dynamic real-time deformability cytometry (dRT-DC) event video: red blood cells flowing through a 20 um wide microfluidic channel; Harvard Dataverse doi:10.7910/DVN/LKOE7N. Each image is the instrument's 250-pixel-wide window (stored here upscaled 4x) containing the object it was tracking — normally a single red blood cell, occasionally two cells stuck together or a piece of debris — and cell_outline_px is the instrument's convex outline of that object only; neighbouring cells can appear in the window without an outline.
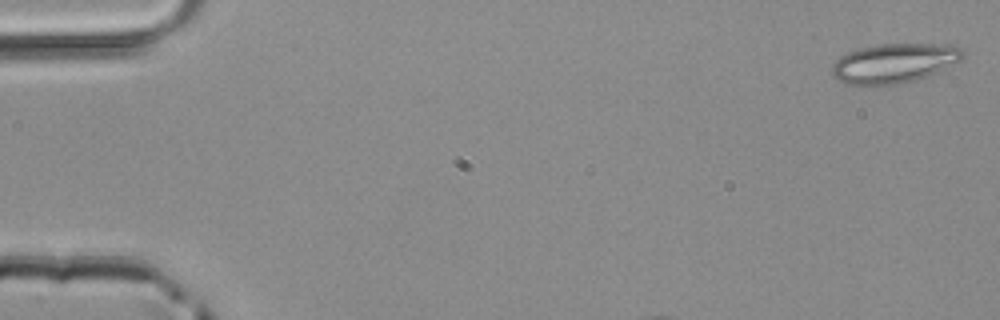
{"species": "common noctule bat (a hibernating species)", "species_latin": "Nyctalus noctula", "temperature_condition": "room temperature", "stored_images_in_passage": 40, "camera_frame_rate_fps": 3000, "um_per_image_px": 0.085, "animal": {"sex": "male", "body_mass_g": 20.4}, "frame": {"image": 1, "passage_image": 1, "time_ms": 0.0, "image_size_px": [1000, 320], "cell_outline_px": [[964, 56], [960, 60], [928, 76], [904, 84], [844, 84], [836, 80], [832, 76], [832, 64], [840, 56], [848, 52], [860, 48], [876, 44], [960, 44], [964, 48]], "centroid_in_image_um": [76.02, 5.35], "position_along_channel_um": 9.0, "area_um2": 30.4}}
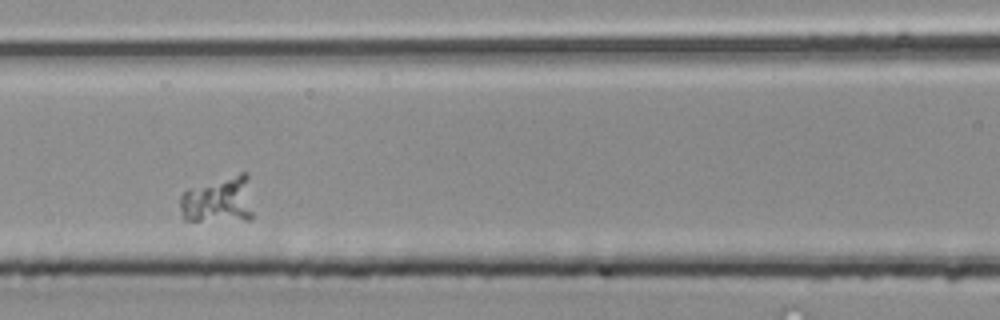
{"frame": {"image": 2, "passage_image": 16, "time_ms": 5.0, "image_size_px": [1000, 320], "cell_outline_px": [[252, 220], [184, 220], [180, 208], [180, 196], [188, 188], [240, 172], [248, 172], [252, 212]], "centroid_in_image_um": [18.59, 16.98], "position_along_channel_um": 148.0, "area_um2": 20.06}}
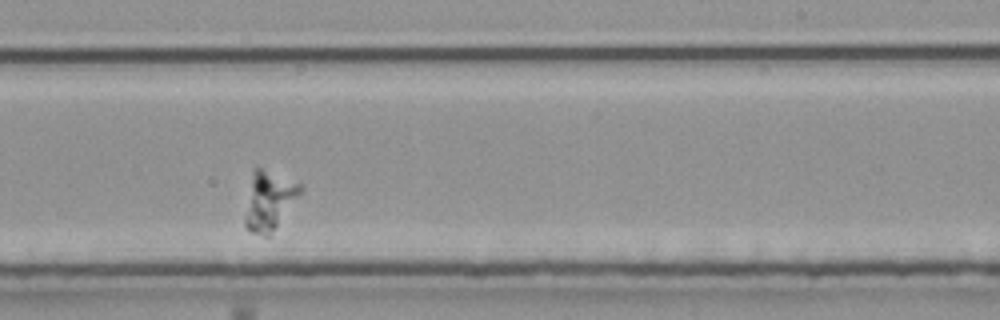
{"frame": {"image": 3, "passage_image": 25, "time_ms": 8.0, "image_size_px": [1000, 320], "cell_outline_px": [[304, 192], [268, 236], [264, 236], [252, 232], [244, 224], [244, 220], [252, 172], [256, 168], [260, 168], [300, 184], [304, 188]], "centroid_in_image_um": [22.9, 17.07], "position_along_channel_um": 266.1, "area_um2": 18.61}}